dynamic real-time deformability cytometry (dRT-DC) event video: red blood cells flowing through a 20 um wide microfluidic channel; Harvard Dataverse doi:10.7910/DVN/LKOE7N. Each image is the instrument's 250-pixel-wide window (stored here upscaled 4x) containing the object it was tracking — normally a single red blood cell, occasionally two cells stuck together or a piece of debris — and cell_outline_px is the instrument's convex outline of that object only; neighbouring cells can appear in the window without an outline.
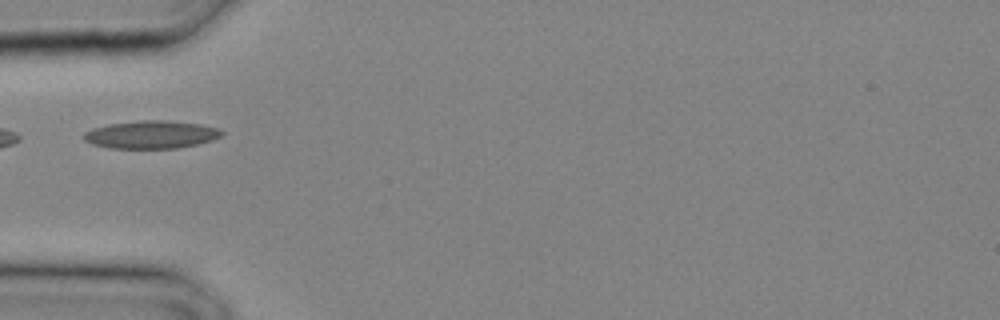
{"species": "common noctule bat (a hibernating species)", "species_latin": "Nyctalus noctula", "temperature_condition": "cold", "stored_images_in_passage": 10, "camera_frame_rate_fps": 3000, "um_per_image_px": 0.085, "animal": {"sex": "male", "body_mass_g": 20.4}, "frame": {"image": 1, "passage_image": 1, "time_ms": 0.0, "image_size_px": [1000, 320], "cell_outline_px": [[224, 132], [220, 136], [212, 140], [196, 144], [176, 148], [108, 148], [92, 144], [84, 140], [84, 132], [92, 128], [108, 124], [144, 120], [164, 120], [200, 124], [216, 128]], "centroid_in_image_um": [12.81, 11.44], "position_along_channel_um": 72.2, "area_um2": 22.2}}
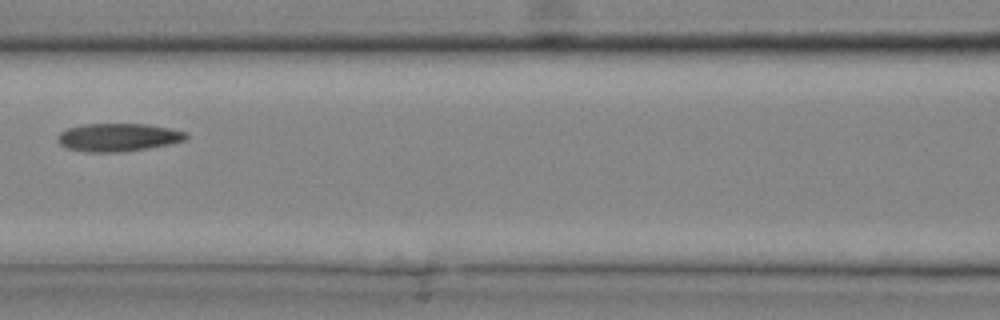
{"frame": {"image": 2, "passage_image": 5, "time_ms": 1.333, "image_size_px": [1000, 320], "cell_outline_px": [[188, 136], [184, 140], [168, 144], [148, 148], [124, 152], [88, 152], [68, 148], [60, 144], [56, 140], [60, 132], [68, 128], [84, 124], [148, 124], [168, 128], [184, 132]], "centroid_in_image_um": [10.01, 11.67], "position_along_channel_um": 156.6, "area_um2": 20.81}}
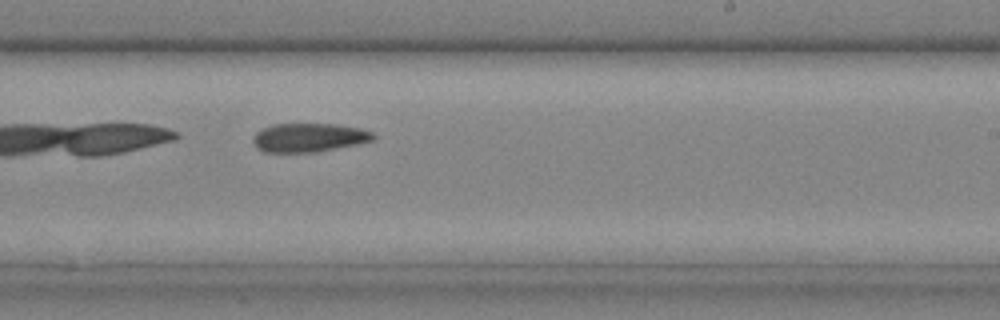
{"frame": {"image": 3, "passage_image": 10, "time_ms": 3.0, "image_size_px": [1000, 320], "cell_outline_px": [[376, 136], [372, 140], [356, 144], [316, 152], [264, 152], [256, 148], [252, 144], [252, 136], [256, 132], [264, 128], [276, 124], [336, 124], [360, 128], [372, 132]], "centroid_in_image_um": [26.21, 11.69], "position_along_channel_um": 262.8, "area_um2": 20.11}}